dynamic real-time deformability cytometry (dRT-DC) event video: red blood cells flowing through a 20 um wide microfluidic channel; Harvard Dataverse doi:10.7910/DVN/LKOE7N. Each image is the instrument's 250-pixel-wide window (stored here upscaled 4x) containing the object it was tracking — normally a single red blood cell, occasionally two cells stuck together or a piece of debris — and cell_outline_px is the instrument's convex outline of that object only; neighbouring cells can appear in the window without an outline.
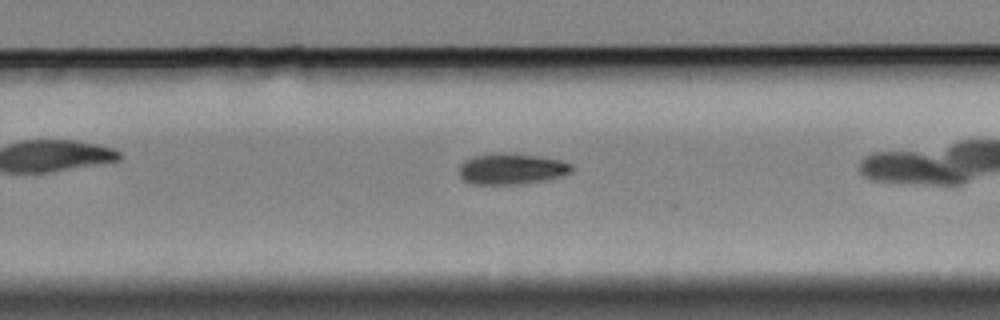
{"species": "Egyptian fruit bat (a non-hibernating species)", "species_latin": "Rousettus aegyptiacus", "temperature_condition": "cold", "stored_images_in_passage": 31, "camera_frame_rate_fps": 3000, "um_per_image_px": 0.085, "animal": {"sex": "female"}, "frame": {"image": 1, "passage_image": 22, "time_ms": 7.0, "image_size_px": [1000, 320], "cell_outline_px": [[572, 172], [564, 176], [544, 180], [520, 184], [468, 184], [460, 176], [460, 164], [464, 160], [472, 156], [500, 152], [504, 152], [536, 156], [560, 160], [572, 164]], "centroid_in_image_um": [43.47, 14.35], "position_along_channel_um": 286.3, "area_um2": 20.46}}